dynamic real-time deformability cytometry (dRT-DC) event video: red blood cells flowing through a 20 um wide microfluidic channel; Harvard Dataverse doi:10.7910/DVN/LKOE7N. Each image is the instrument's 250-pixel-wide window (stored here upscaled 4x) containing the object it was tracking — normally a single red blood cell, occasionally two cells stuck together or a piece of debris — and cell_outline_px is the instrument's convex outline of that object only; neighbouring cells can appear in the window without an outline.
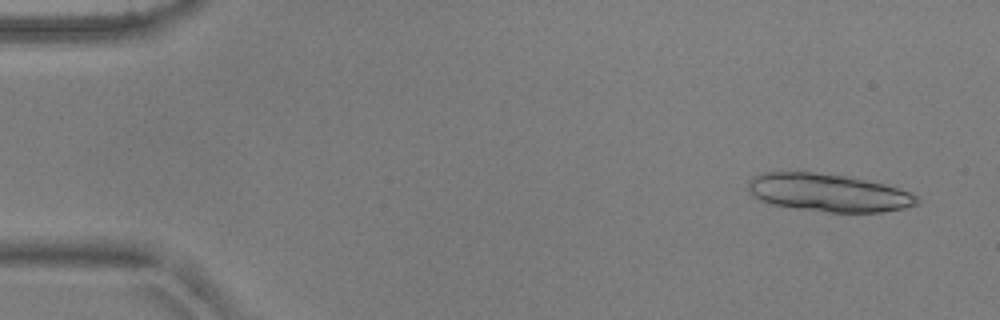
{"species": "common noctule bat (a hibernating species)", "species_latin": "Nyctalus noctula", "temperature_condition": "warm", "stored_images_in_passage": 4, "camera_frame_rate_fps": 3000, "um_per_image_px": 0.085, "animal": {"sex": "male", "body_mass_g": 17.9, "forearm_length_mm": 54.2}, "frame": {"image": 1, "passage_image": 1, "time_ms": 0.0, "image_size_px": [1000, 320], "cell_outline_px": [[920, 204], [904, 208], [884, 212], [828, 212], [796, 208], [768, 204], [752, 196], [748, 188], [748, 184], [752, 176], [764, 172], [812, 172], [844, 176], [884, 184], [908, 192], [916, 196], [920, 200]], "centroid_in_image_um": [70.38, 16.39], "position_along_channel_um": 14.6, "area_um2": 37.11}}